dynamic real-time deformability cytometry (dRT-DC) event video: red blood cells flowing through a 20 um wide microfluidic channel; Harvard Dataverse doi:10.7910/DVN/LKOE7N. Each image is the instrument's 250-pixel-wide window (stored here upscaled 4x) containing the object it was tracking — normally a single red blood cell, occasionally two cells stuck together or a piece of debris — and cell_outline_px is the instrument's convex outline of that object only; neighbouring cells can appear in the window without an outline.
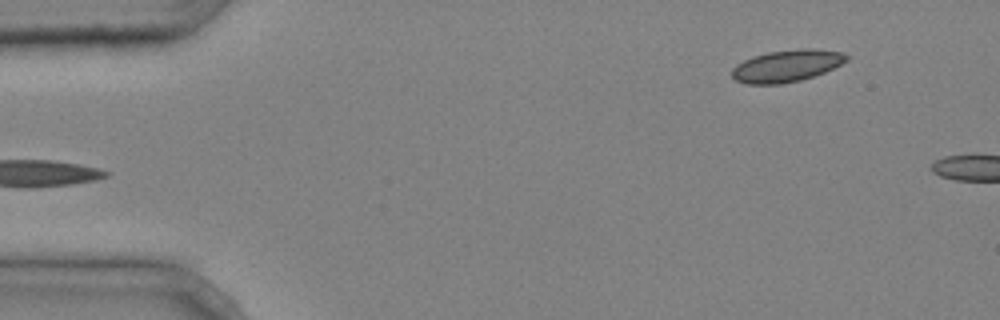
{"species": "common noctule bat (a hibernating species)", "species_latin": "Nyctalus noctula", "temperature_condition": "cold", "stored_images_in_passage": 3, "camera_frame_rate_fps": 3000, "um_per_image_px": 0.085, "animal": {"sex": "male", "body_mass_g": 20.4}, "frame": {"image": 1, "passage_image": 3, "time_ms": 0.667, "image_size_px": [1000, 320], "cell_outline_px": [[848, 60], [824, 72], [800, 80], [780, 84], [744, 84], [736, 80], [732, 76], [732, 68], [736, 64], [752, 56], [768, 52], [800, 48], [812, 48], [844, 52], [848, 56]], "centroid_in_image_um": [66.85, 5.59], "position_along_channel_um": 18.1, "area_um2": 21.39}}